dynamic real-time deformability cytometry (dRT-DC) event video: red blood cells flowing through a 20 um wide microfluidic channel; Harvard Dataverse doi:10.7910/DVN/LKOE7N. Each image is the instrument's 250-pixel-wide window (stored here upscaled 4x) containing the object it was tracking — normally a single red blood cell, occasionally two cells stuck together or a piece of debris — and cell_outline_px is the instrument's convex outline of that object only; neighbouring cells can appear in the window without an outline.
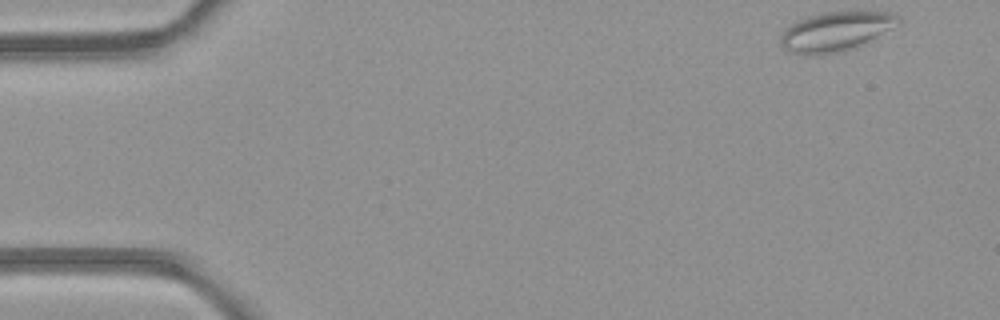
{"species": "common noctule bat (a hibernating species)", "species_latin": "Nyctalus noctula", "temperature_condition": "room temperature", "stored_images_in_passage": 47, "camera_frame_rate_fps": 3000, "um_per_image_px": 0.085, "animal": {"sex": "female", "body_mass_g": 21.9}, "frame": {"image": 1, "passage_image": 1, "time_ms": 0.0, "image_size_px": [1000, 320], "cell_outline_px": [[900, 24], [844, 52], [816, 56], [804, 56], [788, 52], [780, 44], [780, 36], [784, 28], [788, 24], [796, 20], [820, 12], [896, 12], [900, 16]], "centroid_in_image_um": [70.96, 2.69], "position_along_channel_um": 14.0, "area_um2": 27.46}}
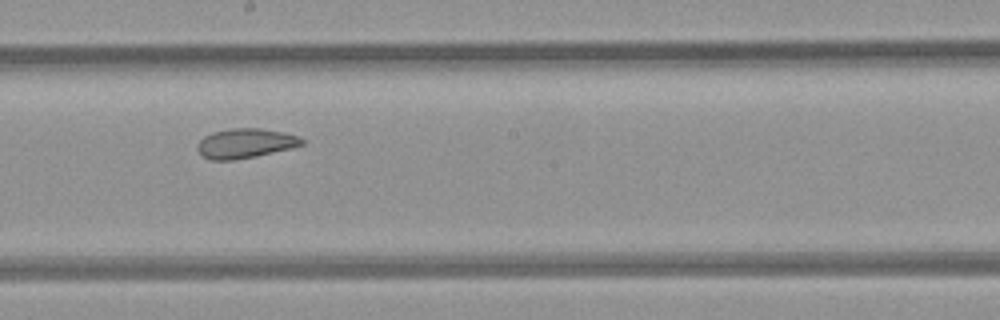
{"frame": {"image": 2, "passage_image": 25, "time_ms": 8.0, "image_size_px": [1000, 320], "cell_outline_px": [[304, 144], [292, 148], [256, 156], [232, 160], [208, 160], [196, 148], [196, 144], [204, 136], [212, 132], [232, 128], [260, 128], [284, 132], [300, 136], [304, 140]], "centroid_in_image_um": [20.86, 12.18], "position_along_channel_um": 227.3, "area_um2": 18.15}}
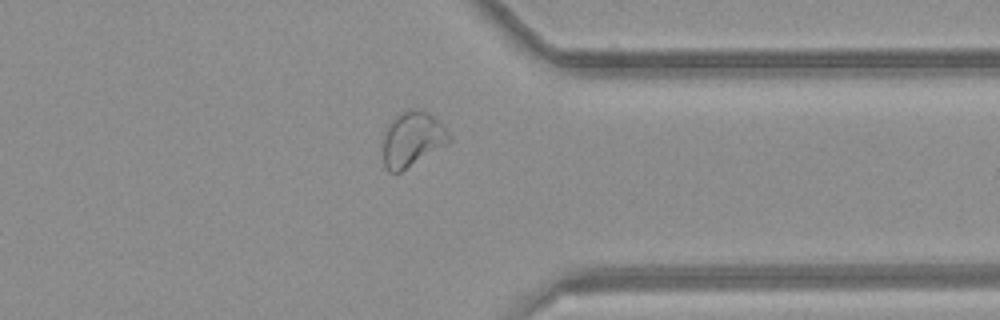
{"frame": {"image": 3, "passage_image": 36, "time_ms": 11.667, "image_size_px": [1000, 320], "cell_outline_px": [[452, 140], [448, 144], [400, 172], [388, 172], [384, 168], [384, 132], [392, 116], [408, 108], [416, 108], [428, 112], [448, 132]], "centroid_in_image_um": [35.02, 11.81], "position_along_channel_um": 376.4, "area_um2": 21.27}, "authors_computed_cell_mechanics": {"area_um2": 23.12, "velocity_mm_per_s": 4.2113, "shape_relaxation_time_tau1_ms": null, "shape_relaxation_time_tau2_ms": 1.7827, "deformation_change_tau1": null, "deformation_change_tau2": 0.078}}